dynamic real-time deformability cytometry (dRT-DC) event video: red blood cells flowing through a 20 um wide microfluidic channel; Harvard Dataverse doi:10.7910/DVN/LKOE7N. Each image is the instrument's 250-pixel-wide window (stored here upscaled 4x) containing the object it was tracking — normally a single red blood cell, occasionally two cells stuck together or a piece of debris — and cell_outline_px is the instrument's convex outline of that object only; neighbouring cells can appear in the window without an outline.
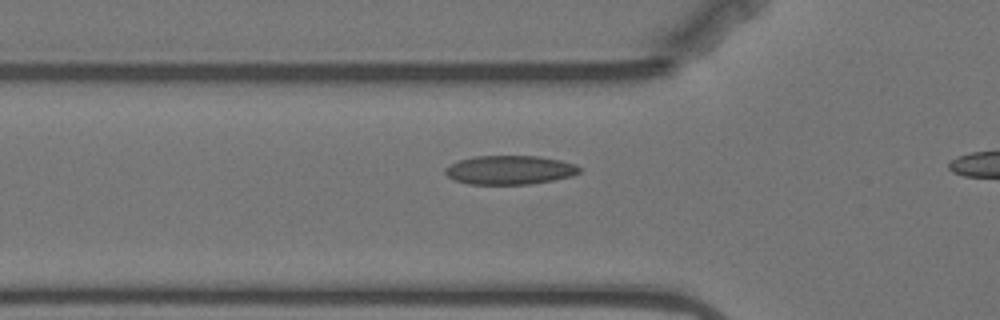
{"species": "Egyptian fruit bat (a non-hibernating species)", "species_latin": "Rousettus aegyptiacus", "temperature_condition": "warm", "stored_images_in_passage": 12, "camera_frame_rate_fps": 3000, "um_per_image_px": 0.085, "animal": {"sex": "female"}, "frame": {"image": 1, "passage_image": 10, "time_ms": 3.0, "image_size_px": [1000, 320], "cell_outline_px": [[580, 172], [572, 176], [532, 184], [468, 184], [452, 180], [444, 172], [444, 168], [460, 160], [472, 156], [540, 156], [560, 160], [576, 164], [580, 168]], "centroid_in_image_um": [43.32, 14.45], "position_along_channel_um": 82.5, "area_um2": 22.72}}